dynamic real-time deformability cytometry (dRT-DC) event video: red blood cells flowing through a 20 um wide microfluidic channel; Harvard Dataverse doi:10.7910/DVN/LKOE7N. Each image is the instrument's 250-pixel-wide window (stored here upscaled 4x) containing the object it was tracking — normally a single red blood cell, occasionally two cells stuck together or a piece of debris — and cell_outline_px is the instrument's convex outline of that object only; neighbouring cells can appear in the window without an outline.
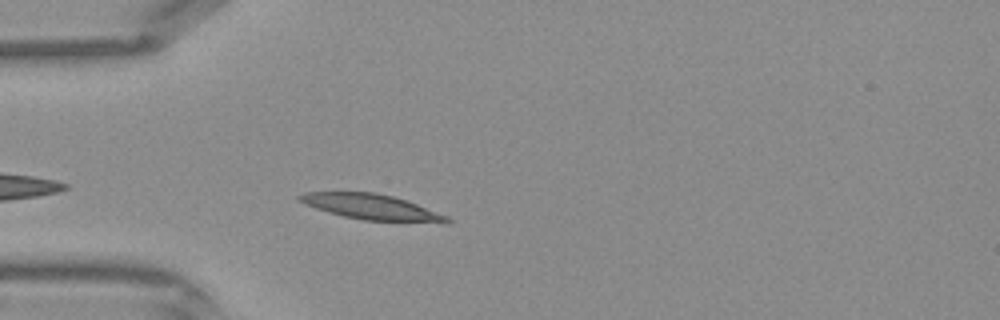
{"species": "Egyptian fruit bat (a non-hibernating species)", "species_latin": "Rousettus aegyptiacus", "temperature_condition": "warm", "stored_images_in_passage": 30, "camera_frame_rate_fps": 3000, "um_per_image_px": 0.085, "frame": {"image": 1, "passage_image": 2, "time_ms": 0.333, "image_size_px": [1000, 320], "cell_outline_px": [[452, 220], [364, 220], [344, 216], [316, 208], [304, 204], [296, 200], [296, 196], [304, 192], [376, 192], [392, 196], [416, 204], [448, 216]], "centroid_in_image_um": [31.35, 17.53], "position_along_channel_um": 53.7, "area_um2": 20.75}}
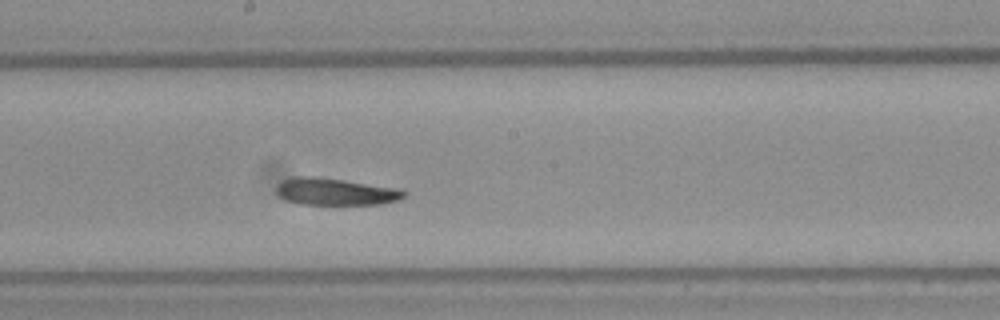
{"frame": {"image": 2, "passage_image": 13, "time_ms": 4.0, "image_size_px": [1000, 320], "cell_outline_px": [[408, 192], [404, 196], [396, 200], [384, 204], [300, 204], [288, 200], [280, 196], [276, 192], [276, 184], [284, 180], [296, 176], [312, 176], [344, 180], [400, 188]], "centroid_in_image_um": [28.53, 16.28], "position_along_channel_um": 219.7, "area_um2": 20.06}}
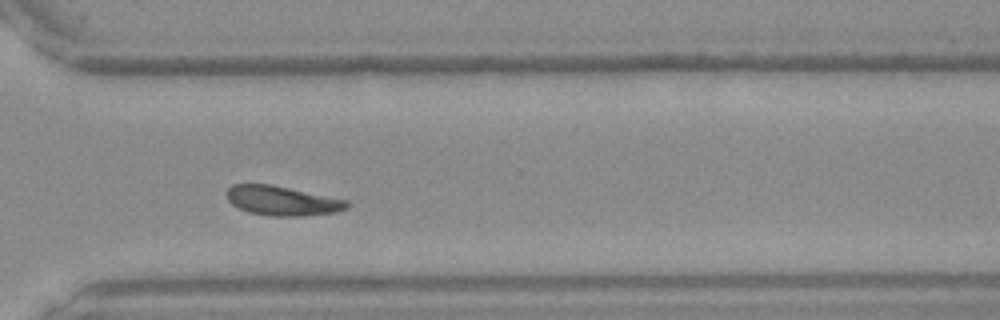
{"frame": {"image": 3, "passage_image": 21, "time_ms": 6.667, "image_size_px": [1000, 320], "cell_outline_px": [[348, 208], [336, 212], [304, 216], [268, 216], [248, 212], [232, 204], [228, 200], [228, 188], [232, 184], [272, 184], [348, 200]], "centroid_in_image_um": [24.0, 17.06], "position_along_channel_um": 346.6, "area_um2": 20.69}}